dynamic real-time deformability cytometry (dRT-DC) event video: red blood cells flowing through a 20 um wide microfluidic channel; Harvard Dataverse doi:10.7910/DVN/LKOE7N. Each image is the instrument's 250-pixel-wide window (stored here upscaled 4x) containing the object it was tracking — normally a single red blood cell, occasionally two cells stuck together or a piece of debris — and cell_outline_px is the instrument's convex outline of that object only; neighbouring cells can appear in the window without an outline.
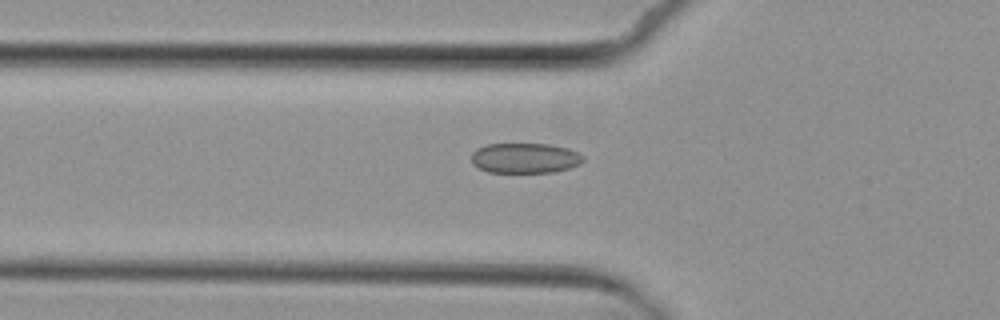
{"species": "common noctule bat (a hibernating species)", "species_latin": "Nyctalus noctula", "temperature_condition": "cold", "stored_images_in_passage": 3, "camera_frame_rate_fps": 3000, "um_per_image_px": 0.085, "animal": {"sex": "female", "body_mass_g": 29.2, "forearm_length_mm": 56.3}, "frame": {"image": 1, "passage_image": 2, "time_ms": 2.333, "image_size_px": [1000, 320], "cell_outline_px": [[584, 160], [580, 164], [568, 168], [552, 172], [488, 172], [472, 164], [472, 152], [476, 148], [488, 144], [548, 144], [568, 148], [584, 156]], "centroid_in_image_um": [44.61, 13.43], "position_along_channel_um": 81.2, "area_um2": 19.59}}
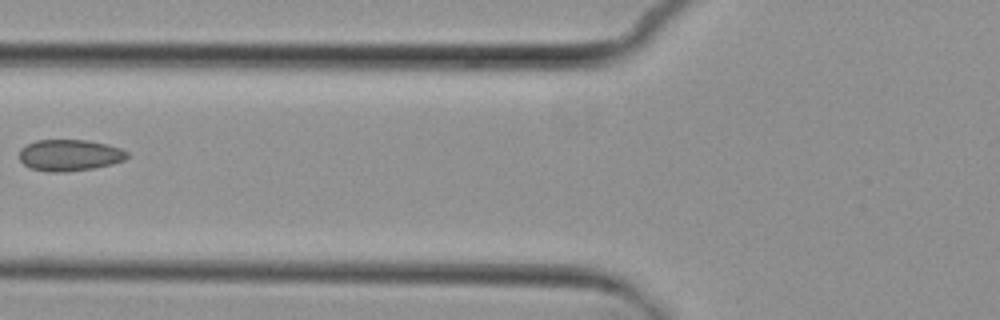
{"frame": {"image": 2, "passage_image": 3, "time_ms": 3.333, "image_size_px": [1000, 320], "cell_outline_px": [[128, 156], [124, 160], [112, 164], [92, 168], [68, 172], [48, 172], [28, 168], [20, 160], [20, 148], [36, 140], [88, 140], [108, 144], [120, 148], [128, 152]], "centroid_in_image_um": [5.91, 13.19], "position_along_channel_um": 119.9, "area_um2": 19.88}}